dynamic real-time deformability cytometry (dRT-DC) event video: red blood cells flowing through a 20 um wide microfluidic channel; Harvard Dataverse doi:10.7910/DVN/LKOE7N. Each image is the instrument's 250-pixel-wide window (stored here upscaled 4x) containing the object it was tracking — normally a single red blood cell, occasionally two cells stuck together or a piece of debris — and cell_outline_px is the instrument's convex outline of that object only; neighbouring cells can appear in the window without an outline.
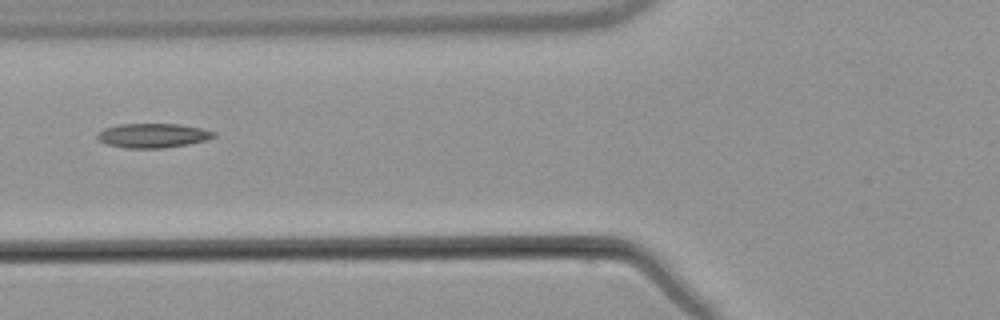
{"species": "common noctule bat (a hibernating species)", "species_latin": "Nyctalus noctula", "temperature_condition": "warm", "stored_images_in_passage": 6, "camera_frame_rate_fps": 3000, "um_per_image_px": 0.085, "animal": {"sex": "male", "body_mass_g": 21.5, "forearm_length_mm": 52.0}, "frame": {"image": 1, "passage_image": 6, "time_ms": 7.0, "image_size_px": [1000, 320], "cell_outline_px": [[216, 136], [208, 140], [188, 144], [164, 148], [124, 148], [108, 144], [100, 140], [96, 136], [96, 132], [104, 128], [120, 124], [180, 124], [200, 128], [216, 132]], "centroid_in_image_um": [13.0, 11.52], "position_along_channel_um": 112.8, "area_um2": 16.59}}